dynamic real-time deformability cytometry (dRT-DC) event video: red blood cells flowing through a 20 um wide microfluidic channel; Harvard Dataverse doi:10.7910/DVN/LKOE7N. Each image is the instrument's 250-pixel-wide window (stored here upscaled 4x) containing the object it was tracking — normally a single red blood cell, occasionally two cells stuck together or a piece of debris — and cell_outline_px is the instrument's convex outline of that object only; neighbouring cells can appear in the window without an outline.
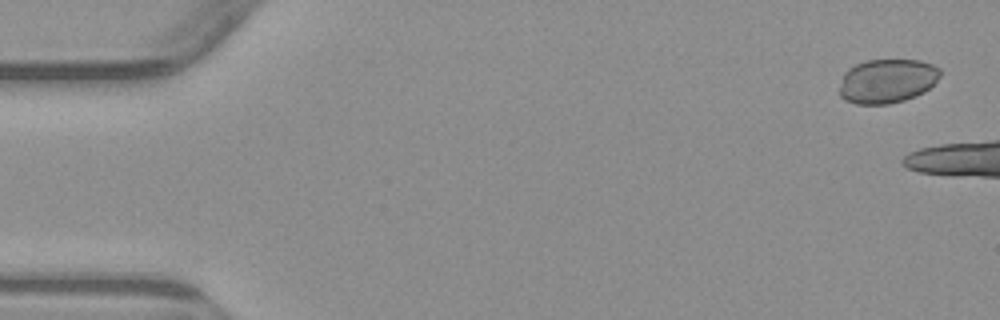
{"species": "common noctule bat (a hibernating species)", "species_latin": "Nyctalus noctula", "temperature_condition": "warm", "stored_images_in_passage": 3, "camera_frame_rate_fps": 3000, "um_per_image_px": 0.085, "animal": {"sex": "male", "body_mass_g": 23.1, "forearm_length_mm": 52.7}, "frame": {"image": 1, "passage_image": 1, "time_ms": 0.0, "image_size_px": [1000, 320], "cell_outline_px": [[940, 76], [924, 92], [916, 96], [904, 100], [888, 104], [856, 104], [844, 100], [840, 96], [840, 84], [844, 72], [848, 68], [856, 64], [868, 60], [920, 60], [932, 64], [940, 68]], "centroid_in_image_um": [75.39, 6.88], "position_along_channel_um": 9.6, "area_um2": 25.95}}